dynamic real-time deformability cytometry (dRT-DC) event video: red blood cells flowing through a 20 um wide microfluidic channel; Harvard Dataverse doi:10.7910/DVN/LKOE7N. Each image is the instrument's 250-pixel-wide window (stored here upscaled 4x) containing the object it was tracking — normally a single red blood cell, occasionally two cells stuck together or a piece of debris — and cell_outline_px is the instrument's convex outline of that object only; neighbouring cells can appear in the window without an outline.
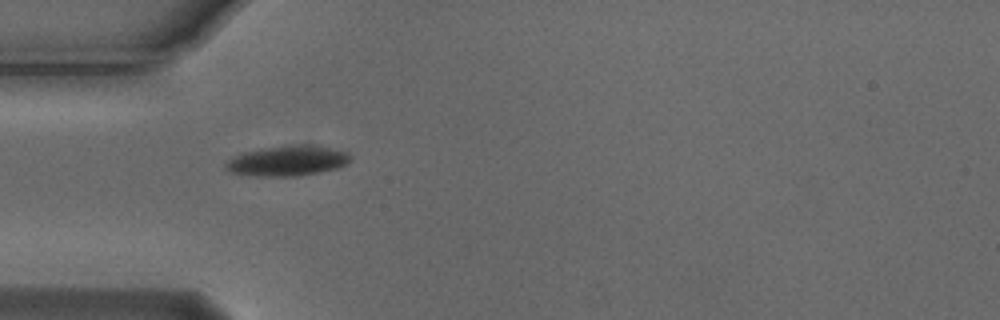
{"species": "Egyptian fruit bat (a non-hibernating species)", "species_latin": "Rousettus aegyptiacus", "temperature_condition": "cold", "stored_images_in_passage": 2, "camera_frame_rate_fps": 3000, "um_per_image_px": 0.085, "animal": {"sex": "male"}, "frame": {"image": 1, "passage_image": 1, "time_ms": 0.0, "image_size_px": [1000, 320], "cell_outline_px": [[352, 160], [340, 168], [296, 176], [256, 176], [232, 172], [224, 168], [224, 164], [228, 160], [244, 152], [264, 148], [300, 144], [304, 144], [332, 148], [348, 152], [352, 156]], "centroid_in_image_um": [24.49, 13.67], "position_along_channel_um": 60.5, "area_um2": 21.91}}
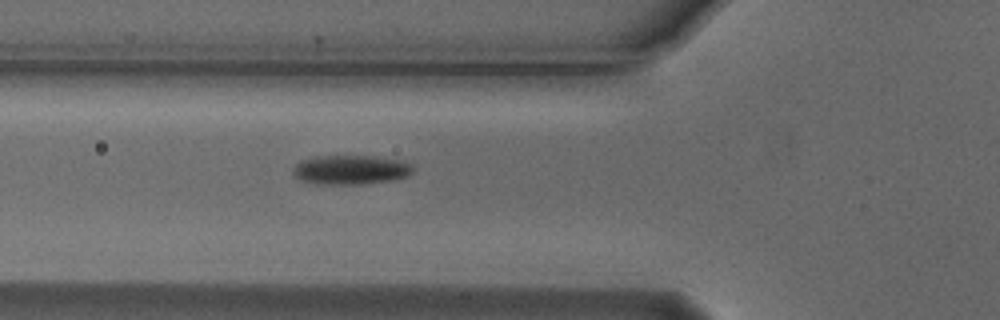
{"frame": {"image": 2, "passage_image": 2, "time_ms": 0.333, "image_size_px": [1000, 320], "cell_outline_px": [[412, 172], [408, 176], [392, 180], [360, 184], [316, 184], [300, 180], [292, 176], [292, 172], [296, 164], [300, 160], [312, 156], [376, 156], [404, 160], [412, 164]], "centroid_in_image_um": [29.79, 14.42], "position_along_channel_um": 96.0, "area_um2": 20.81}}